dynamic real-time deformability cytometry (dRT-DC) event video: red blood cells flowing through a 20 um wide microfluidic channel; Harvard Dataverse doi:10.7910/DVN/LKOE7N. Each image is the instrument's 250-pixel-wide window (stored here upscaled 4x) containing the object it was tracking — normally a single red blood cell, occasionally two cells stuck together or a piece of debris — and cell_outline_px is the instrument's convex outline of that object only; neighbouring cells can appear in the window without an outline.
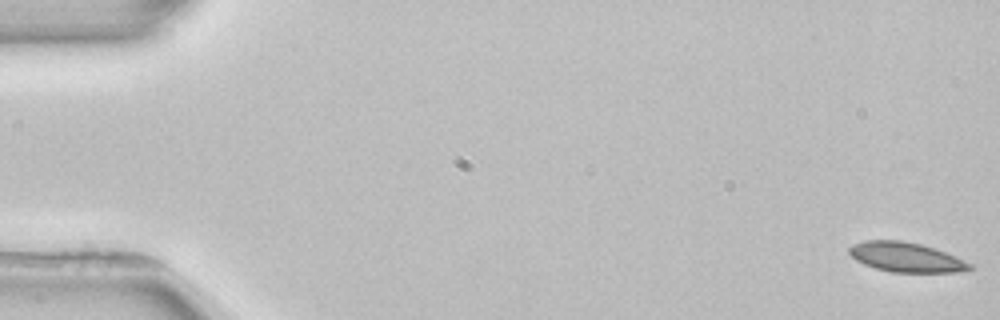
{"species": "common noctule bat (a hibernating species)", "species_latin": "Nyctalus noctula", "temperature_condition": "room temperature", "stored_images_in_passage": 5, "camera_frame_rate_fps": 3000, "um_per_image_px": 0.085, "animal": {"sex": "female", "body_mass_g": 22.7, "forearm_length_mm": 54.2}, "frame": {"image": 1, "passage_image": 1, "time_ms": 0.0, "image_size_px": [1000, 320], "cell_outline_px": [[972, 268], [956, 272], [892, 272], [876, 268], [864, 264], [856, 260], [848, 252], [848, 248], [852, 244], [864, 240], [900, 240], [920, 244], [956, 256], [972, 264]], "centroid_in_image_um": [76.97, 21.85], "position_along_channel_um": 8.0, "area_um2": 20.63}}
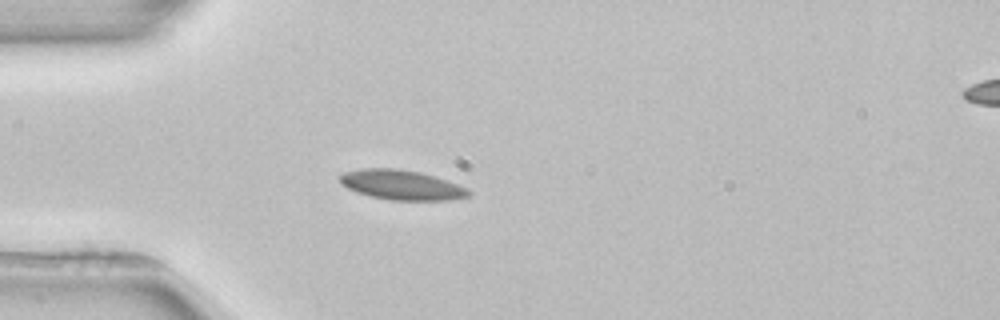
{"frame": {"image": 2, "passage_image": 5, "time_ms": 4.667, "image_size_px": [1000, 320], "cell_outline_px": [[472, 196], [448, 200], [388, 200], [356, 192], [340, 184], [336, 176], [344, 172], [364, 168], [396, 168], [420, 172], [468, 188], [472, 192]], "centroid_in_image_um": [34.09, 15.72], "position_along_channel_um": 50.9, "area_um2": 22.43}}